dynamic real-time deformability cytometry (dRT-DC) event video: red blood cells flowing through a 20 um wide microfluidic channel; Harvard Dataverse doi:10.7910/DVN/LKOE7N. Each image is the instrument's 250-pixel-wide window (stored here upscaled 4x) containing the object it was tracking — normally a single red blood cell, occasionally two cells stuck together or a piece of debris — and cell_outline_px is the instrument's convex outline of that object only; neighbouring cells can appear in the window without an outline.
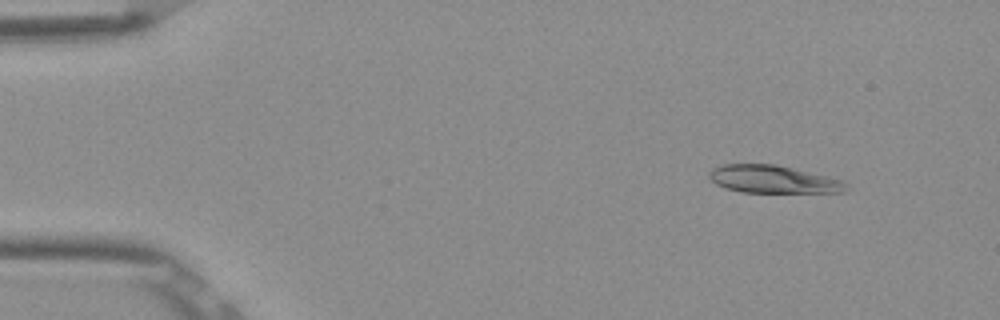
{"species": "Egyptian fruit bat (a non-hibernating species)", "species_latin": "Rousettus aegyptiacus", "temperature_condition": "room temperature", "stored_images_in_passage": 8, "camera_frame_rate_fps": 3000, "um_per_image_px": 0.085, "frame": {"image": 1, "passage_image": 1, "time_ms": 0.0, "image_size_px": [1000, 320], "cell_outline_px": [[848, 188], [844, 192], [740, 192], [724, 188], [716, 184], [708, 176], [708, 172], [712, 168], [720, 164], [776, 164], [844, 180], [848, 184]], "centroid_in_image_um": [65.7, 15.23], "position_along_channel_um": 19.3, "area_um2": 22.25}}
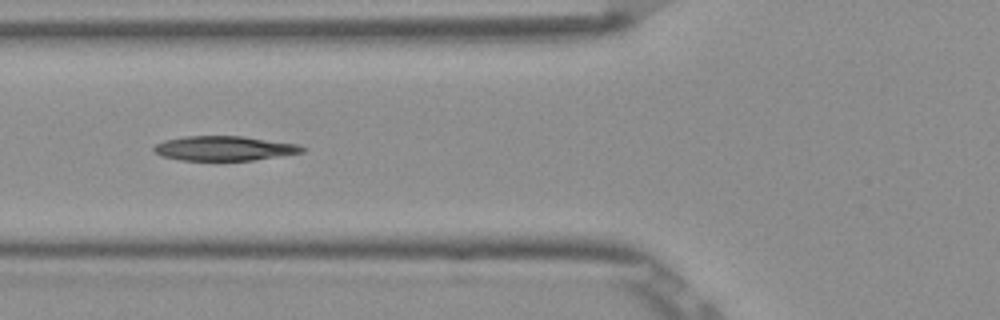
{"frame": {"image": 2, "passage_image": 5, "time_ms": 1.333, "image_size_px": [1000, 320], "cell_outline_px": [[308, 148], [304, 152], [252, 160], [180, 160], [160, 156], [152, 148], [156, 144], [164, 140], [184, 136], [244, 136], [300, 144]], "centroid_in_image_um": [19.09, 12.6], "position_along_channel_um": 106.7, "area_um2": 21.39}}
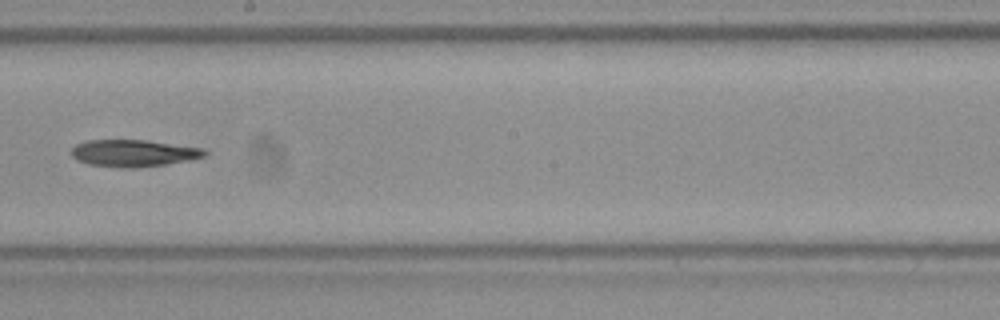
{"frame": {"image": 3, "passage_image": 8, "time_ms": 2.333, "image_size_px": [1000, 320], "cell_outline_px": [[208, 152], [204, 156], [188, 160], [164, 164], [132, 168], [120, 168], [88, 164], [76, 160], [72, 156], [72, 148], [76, 144], [88, 140], [148, 140], [208, 148]], "centroid_in_image_um": [11.38, 13.01], "position_along_channel_um": 236.8, "area_um2": 21.1}}